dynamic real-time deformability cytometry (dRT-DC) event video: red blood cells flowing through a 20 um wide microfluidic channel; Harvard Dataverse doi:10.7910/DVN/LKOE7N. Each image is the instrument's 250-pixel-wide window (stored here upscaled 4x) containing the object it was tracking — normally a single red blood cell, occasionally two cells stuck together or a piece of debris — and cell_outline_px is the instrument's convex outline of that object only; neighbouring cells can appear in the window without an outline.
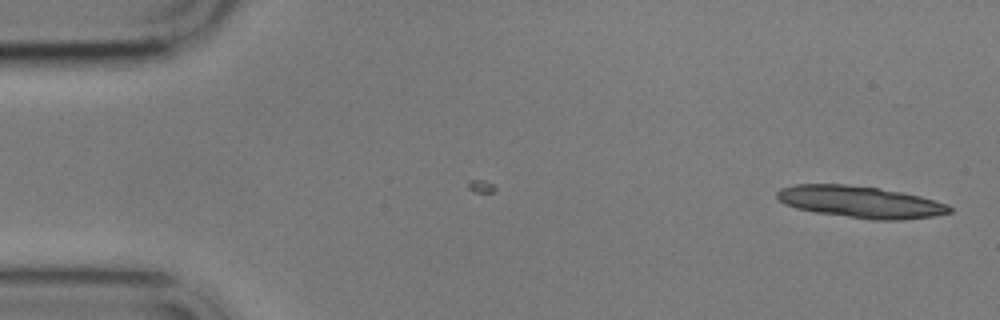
{"species": "common noctule bat (a hibernating species)", "species_latin": "Nyctalus noctula", "temperature_condition": "cold", "stored_images_in_passage": 3, "camera_frame_rate_fps": 3000, "um_per_image_px": 0.085, "animal": {"sex": "male", "body_mass_g": 17.9}, "frame": {"image": 1, "passage_image": 3, "time_ms": 2.333, "image_size_px": [1000, 320], "cell_outline_px": [[952, 212], [932, 216], [900, 220], [872, 220], [816, 212], [796, 208], [784, 204], [776, 196], [776, 192], [780, 188], [796, 184], [844, 184], [876, 188], [900, 192], [920, 196], [948, 204], [952, 208]], "centroid_in_image_um": [73.11, 17.16], "position_along_channel_um": 11.9, "area_um2": 31.79}}